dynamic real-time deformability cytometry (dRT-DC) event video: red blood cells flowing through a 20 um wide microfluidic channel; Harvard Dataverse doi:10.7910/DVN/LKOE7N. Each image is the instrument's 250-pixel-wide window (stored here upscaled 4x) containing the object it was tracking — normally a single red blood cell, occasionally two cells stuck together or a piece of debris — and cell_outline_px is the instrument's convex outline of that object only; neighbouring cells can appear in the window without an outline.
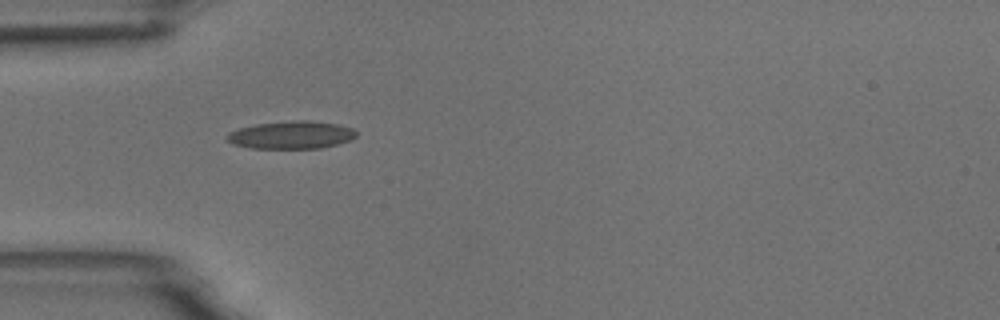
{"species": "common noctule bat (a hibernating species)", "species_latin": "Nyctalus noctula", "temperature_condition": "room temperature", "stored_images_in_passage": 8, "camera_frame_rate_fps": 3000, "um_per_image_px": 0.085, "animal": {"sex": "male", "body_mass_g": 18.8}, "frame": {"image": 1, "passage_image": 5, "time_ms": 1.333, "image_size_px": [1000, 320], "cell_outline_px": [[356, 136], [352, 140], [320, 148], [252, 148], [232, 144], [224, 140], [224, 136], [228, 132], [240, 128], [256, 124], [292, 120], [312, 120], [336, 124], [352, 128], [356, 132]], "centroid_in_image_um": [24.72, 11.47], "position_along_channel_um": 60.3, "area_um2": 21.04}}